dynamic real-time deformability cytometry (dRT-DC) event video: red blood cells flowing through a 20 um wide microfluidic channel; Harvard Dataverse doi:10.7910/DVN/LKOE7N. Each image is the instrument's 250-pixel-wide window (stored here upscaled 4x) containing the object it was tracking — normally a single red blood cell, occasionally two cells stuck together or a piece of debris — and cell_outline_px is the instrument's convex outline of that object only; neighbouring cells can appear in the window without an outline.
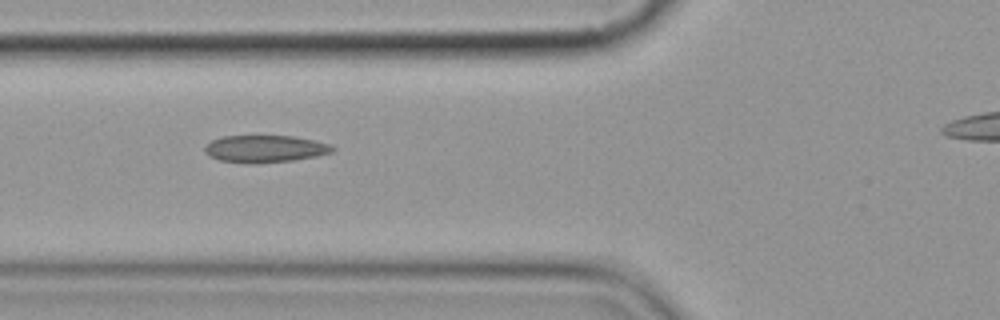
{"species": "common noctule bat (a hibernating species)", "species_latin": "Nyctalus noctula", "temperature_condition": "cold", "stored_images_in_passage": 4, "segment_of_instrument_passage": [1, 2], "camera_frame_rate_fps": 3000, "um_per_image_px": 0.085, "animal": {"sex": "female", "body_mass_g": 19.9}, "frame": {"image": 1, "passage_image": 2, "time_ms": 1.333, "image_size_px": [1000, 320], "cell_outline_px": [[336, 148], [332, 152], [316, 156], [292, 160], [256, 164], [220, 160], [208, 156], [204, 152], [204, 148], [212, 140], [220, 136], [292, 136], [312, 140], [328, 144]], "centroid_in_image_um": [22.49, 12.65], "position_along_channel_um": 103.3, "area_um2": 20.11}}
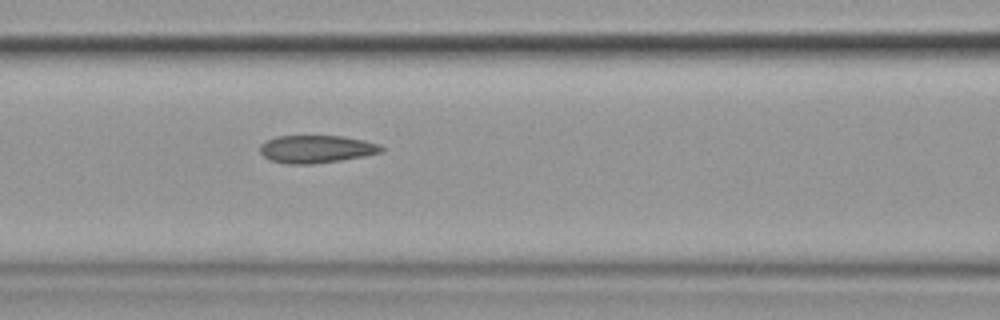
{"frame": {"image": 2, "passage_image": 3, "time_ms": 2.333, "image_size_px": [1000, 320], "cell_outline_px": [[384, 152], [364, 156], [340, 160], [312, 164], [288, 164], [272, 160], [264, 156], [260, 152], [260, 144], [276, 136], [344, 136], [364, 140], [380, 144], [384, 148]], "centroid_in_image_um": [26.93, 12.66], "position_along_channel_um": 139.7, "area_um2": 19.59}}